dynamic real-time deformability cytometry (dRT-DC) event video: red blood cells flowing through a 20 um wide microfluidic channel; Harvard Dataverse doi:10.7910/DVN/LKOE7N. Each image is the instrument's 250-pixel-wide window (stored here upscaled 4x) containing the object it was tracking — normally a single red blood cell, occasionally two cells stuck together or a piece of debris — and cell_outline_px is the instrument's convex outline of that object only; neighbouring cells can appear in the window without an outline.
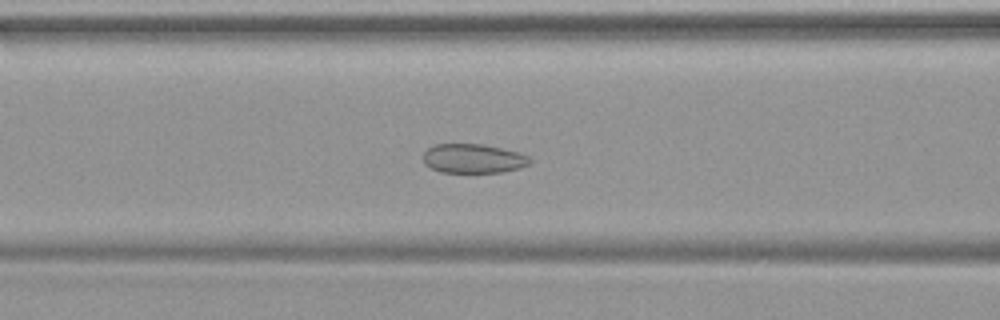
{"species": "common noctule bat (a hibernating species)", "species_latin": "Nyctalus noctula", "temperature_condition": "warm", "stored_images_in_passage": 42, "camera_frame_rate_fps": 3000, "um_per_image_px": 0.085, "animal": {"sex": "female", "body_mass_g": 19.9}, "frame": {"image": 1, "passage_image": 13, "time_ms": 4.0, "image_size_px": [1000, 320], "cell_outline_px": [[532, 164], [520, 168], [500, 172], [440, 172], [424, 164], [424, 152], [432, 144], [484, 144], [520, 152], [528, 156], [532, 160]], "centroid_in_image_um": [40.26, 13.47], "position_along_channel_um": 126.3, "area_um2": 18.32}}
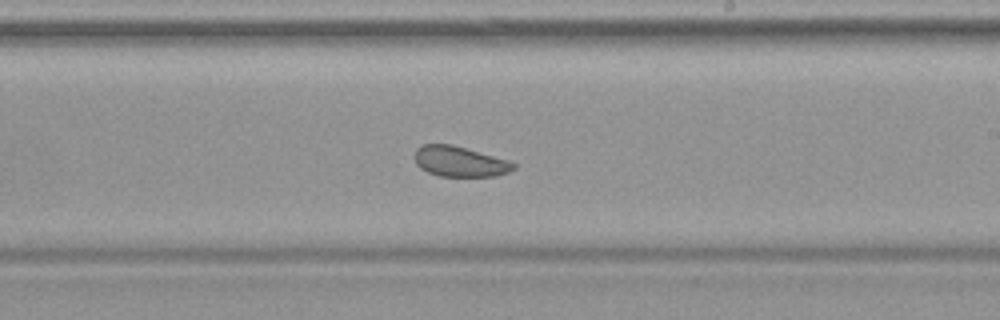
{"frame": {"image": 2, "passage_image": 22, "time_ms": 7.0, "image_size_px": [1000, 320], "cell_outline_px": [[516, 168], [508, 172], [496, 176], [440, 176], [428, 172], [420, 168], [416, 164], [412, 156], [416, 148], [420, 144], [452, 144], [508, 160], [516, 164]], "centroid_in_image_um": [39.03, 13.72], "position_along_channel_um": 250.0, "area_um2": 17.69}}
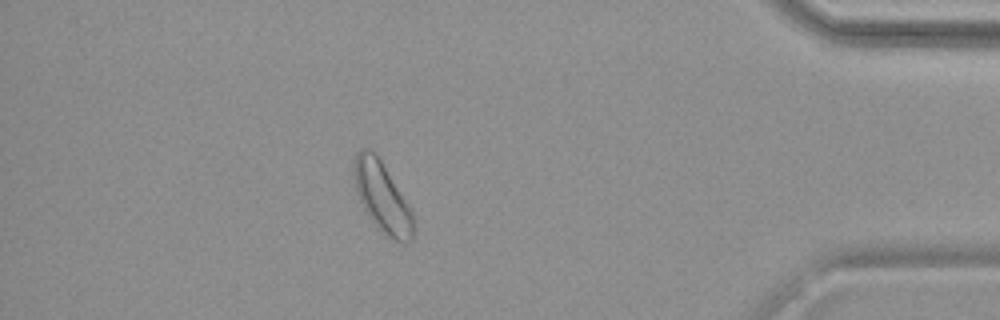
{"frame": {"image": 3, "passage_image": 36, "time_ms": 11.667, "image_size_px": [1000, 320], "cell_outline_px": [[412, 240], [404, 244], [380, 232], [368, 216], [356, 192], [352, 172], [352, 168], [356, 152], [360, 148], [372, 148], [376, 152], [408, 204], [412, 212]], "centroid_in_image_um": [32.43, 16.7], "position_along_channel_um": 402.8, "area_um2": 24.33}}